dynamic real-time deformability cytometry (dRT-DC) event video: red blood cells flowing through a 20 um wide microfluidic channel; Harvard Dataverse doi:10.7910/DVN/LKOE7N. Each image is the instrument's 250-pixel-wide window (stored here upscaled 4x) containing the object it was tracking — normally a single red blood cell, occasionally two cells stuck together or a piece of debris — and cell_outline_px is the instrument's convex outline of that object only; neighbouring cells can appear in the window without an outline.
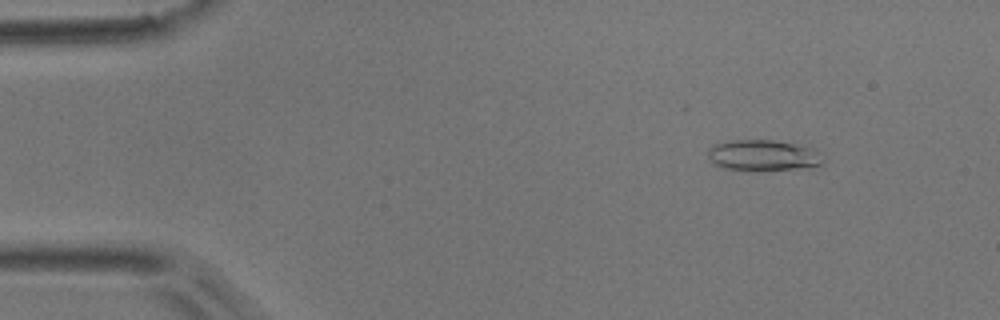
{"species": "common noctule bat (a hibernating species)", "species_latin": "Nyctalus noctula", "temperature_condition": "room temperature", "stored_images_in_passage": 41, "camera_frame_rate_fps": 3000, "um_per_image_px": 0.085, "animal": {"sex": "male", "body_mass_g": 17.9}, "frame": {"image": 1, "passage_image": 6, "time_ms": 1.667, "image_size_px": [1000, 320], "cell_outline_px": [[824, 164], [820, 168], [760, 172], [748, 172], [720, 168], [712, 164], [708, 156], [708, 148], [712, 144], [728, 140], [772, 140], [816, 148], [824, 160]], "centroid_in_image_um": [64.9, 13.26], "position_along_channel_um": 20.1, "area_um2": 22.2}}
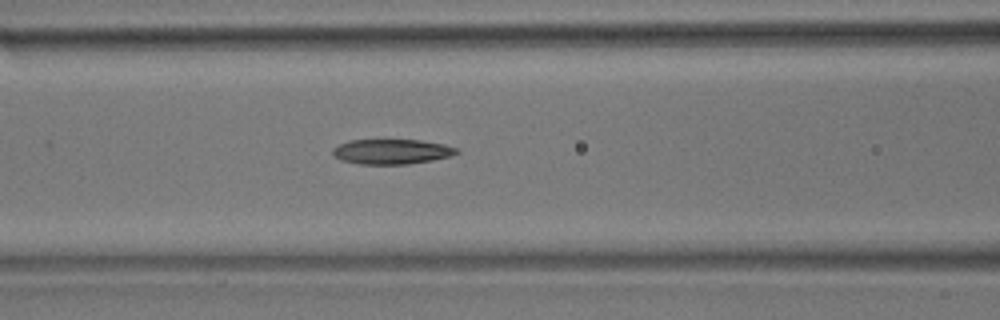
{"frame": {"image": 2, "passage_image": 21, "time_ms": 6.667, "image_size_px": [1000, 320], "cell_outline_px": [[460, 152], [452, 156], [432, 160], [408, 164], [360, 164], [340, 160], [332, 156], [332, 148], [348, 140], [420, 140], [444, 144], [456, 148]], "centroid_in_image_um": [33.27, 12.89], "position_along_channel_um": 133.3, "area_um2": 18.15}}
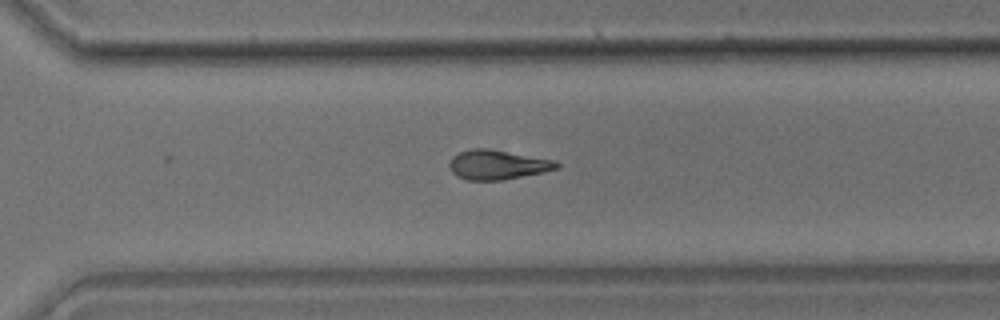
{"frame": {"image": 3, "passage_image": 36, "time_ms": 11.667, "image_size_px": [1000, 320], "cell_outline_px": [[560, 168], [544, 172], [500, 180], [468, 180], [456, 176], [452, 172], [448, 164], [452, 156], [460, 152], [472, 148], [488, 148], [552, 160], [560, 164]], "centroid_in_image_um": [42.25, 14.0], "position_along_channel_um": 328.3, "area_um2": 18.32}, "authors_computed_cell_mechanics": {"area_um2": 18.6694, "velocity_mm_per_s": 3.9133, "shape_relaxation_time_tau1_ms": 4.5038, "shape_relaxation_time_tau2_ms": 6.0288, "deformation_change_tau1": 0.1292, "deformation_change_tau2": 0.1729}}